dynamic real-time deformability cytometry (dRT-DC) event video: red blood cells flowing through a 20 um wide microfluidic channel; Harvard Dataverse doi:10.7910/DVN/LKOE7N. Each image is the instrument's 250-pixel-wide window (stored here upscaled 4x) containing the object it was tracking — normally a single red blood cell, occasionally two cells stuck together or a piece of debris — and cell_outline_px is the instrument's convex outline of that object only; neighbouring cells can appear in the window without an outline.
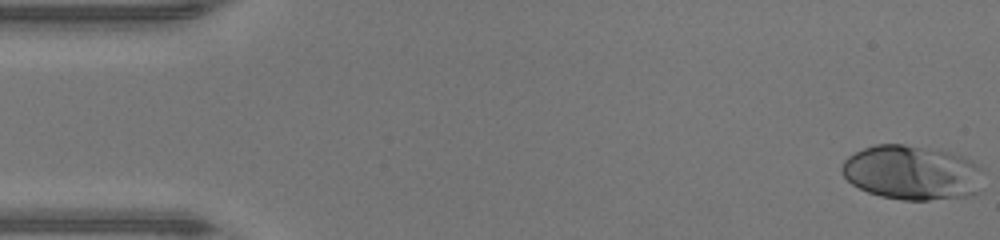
{"species": "human", "species_latin": "Homo sapiens", "temperature_condition": "warm", "stored_images_in_passage": 47, "camera_frame_rate_fps": 3000, "um_per_image_px": 0.085, "donor": {"sex": "male"}, "frame": {"image": 1, "passage_image": 1, "time_ms": 0.0, "image_size_px": [1000, 240], "cell_outline_px": [[980, 168], [976, 192], [968, 196], [928, 200], [904, 200], [880, 196], [868, 192], [852, 184], [844, 176], [840, 168], [844, 160], [848, 156], [864, 148], [876, 144], [904, 144], [940, 148], [972, 160]], "centroid_in_image_um": [77.47, 14.65], "position_along_channel_um": 7.5, "area_um2": 44.85}}
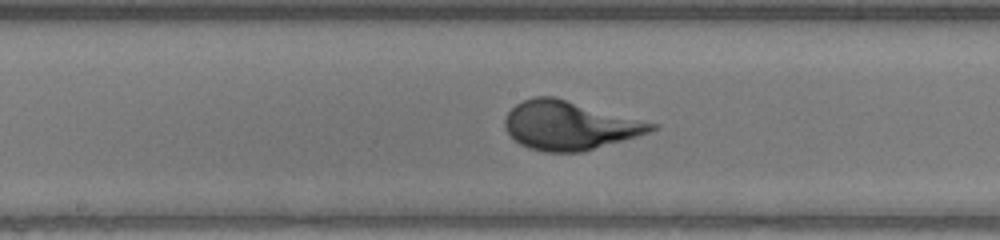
{"frame": {"image": 2, "passage_image": 24, "time_ms": 7.667, "image_size_px": [1000, 240], "cell_outline_px": [[660, 124], [656, 128], [648, 132], [636, 136], [580, 152], [544, 152], [528, 148], [520, 144], [504, 128], [504, 120], [508, 112], [516, 104], [532, 96], [556, 96]], "centroid_in_image_um": [48.4, 10.64], "position_along_channel_um": 199.8, "area_um2": 41.62}}
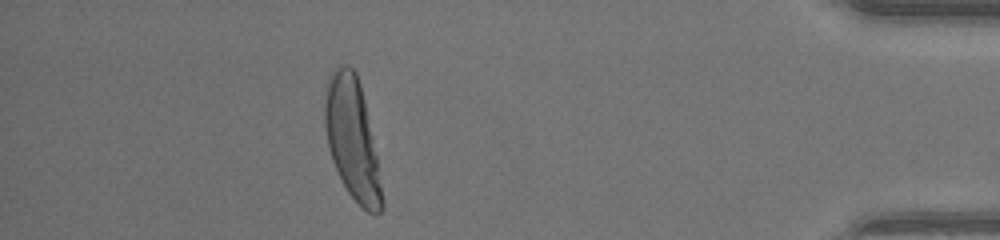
{"frame": {"image": 3, "passage_image": 42, "time_ms": 13.667, "image_size_px": [1000, 240], "cell_outline_px": [[384, 208], [376, 216], [368, 212], [348, 192], [332, 160], [328, 148], [324, 128], [324, 100], [328, 76], [340, 64], [348, 64], [356, 72], [360, 84], [364, 100], [372, 136], [376, 156], [384, 200]], "centroid_in_image_um": [29.92, 11.79], "position_along_channel_um": 405.3, "area_um2": 40.11}}